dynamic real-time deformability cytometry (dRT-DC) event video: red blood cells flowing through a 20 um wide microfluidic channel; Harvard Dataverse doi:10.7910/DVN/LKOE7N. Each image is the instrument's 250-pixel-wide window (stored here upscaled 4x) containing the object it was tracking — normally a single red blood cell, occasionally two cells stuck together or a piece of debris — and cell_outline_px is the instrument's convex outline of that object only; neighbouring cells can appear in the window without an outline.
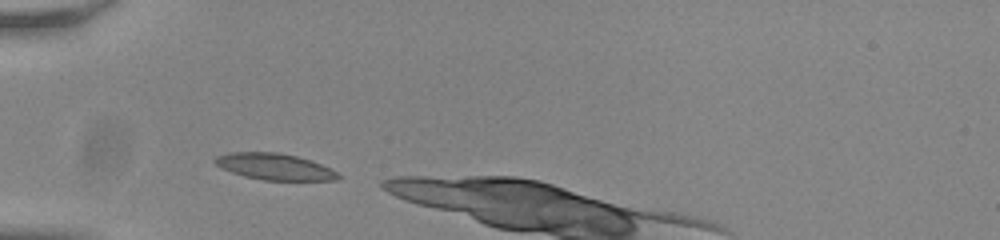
{"species": "common noctule bat (a hibernating species)", "species_latin": "Nyctalus noctula", "temperature_condition": "room temperature", "stored_images_in_passage": 7, "camera_frame_rate_fps": 3000, "um_per_image_px": 0.085, "animal": {"sex": "male", "body_mass_g": 20.0, "forearm_length_mm": 53.3}, "frame": {"image": 1, "passage_image": 1, "time_ms": 0.0, "image_size_px": [1000, 240], "cell_outline_px": [[340, 176], [336, 180], [264, 180], [244, 176], [220, 168], [212, 160], [216, 156], [228, 152], [280, 152], [312, 160], [336, 172]], "centroid_in_image_um": [23.28, 14.15], "position_along_channel_um": 61.7, "area_um2": 18.9}}
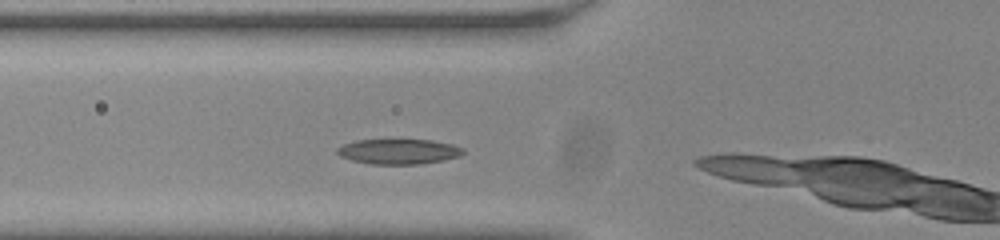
{"frame": {"image": 2, "passage_image": 4, "time_ms": 1.0, "image_size_px": [1000, 240], "cell_outline_px": [[464, 152], [460, 156], [444, 160], [420, 164], [368, 164], [352, 160], [340, 156], [336, 152], [336, 148], [344, 144], [356, 140], [432, 140], [452, 144], [464, 148]], "centroid_in_image_um": [33.89, 12.88], "position_along_channel_um": 91.9, "area_um2": 18.5}}